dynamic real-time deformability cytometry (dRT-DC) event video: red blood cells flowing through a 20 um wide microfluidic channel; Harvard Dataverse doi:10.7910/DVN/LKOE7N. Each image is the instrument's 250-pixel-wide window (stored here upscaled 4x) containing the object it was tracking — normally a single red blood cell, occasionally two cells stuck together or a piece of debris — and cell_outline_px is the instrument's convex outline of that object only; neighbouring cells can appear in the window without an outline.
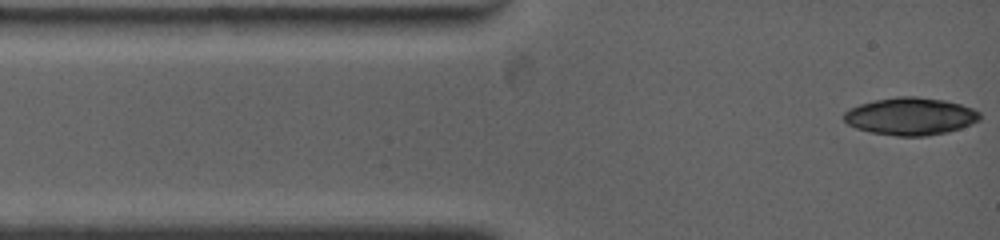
{"species": "common noctule bat (a hibernating species)", "species_latin": "Nyctalus noctula", "temperature_condition": "warm", "stored_images_in_passage": 2, "camera_frame_rate_fps": 4500, "um_per_image_px": 0.085, "animal": {"sex": "female", "body_mass_g": 19.0, "forearm_length_mm": 53.3}, "frame": {"image": 1, "passage_image": 1, "time_ms": 0.0, "image_size_px": [1000, 240], "cell_outline_px": [[980, 120], [960, 128], [948, 132], [924, 136], [900, 136], [872, 132], [856, 128], [848, 124], [844, 120], [844, 112], [860, 104], [876, 100], [896, 96], [916, 96], [944, 100], [960, 104], [972, 108], [980, 112]], "centroid_in_image_um": [77.41, 9.88], "position_along_channel_um": 7.6, "area_um2": 29.48}}